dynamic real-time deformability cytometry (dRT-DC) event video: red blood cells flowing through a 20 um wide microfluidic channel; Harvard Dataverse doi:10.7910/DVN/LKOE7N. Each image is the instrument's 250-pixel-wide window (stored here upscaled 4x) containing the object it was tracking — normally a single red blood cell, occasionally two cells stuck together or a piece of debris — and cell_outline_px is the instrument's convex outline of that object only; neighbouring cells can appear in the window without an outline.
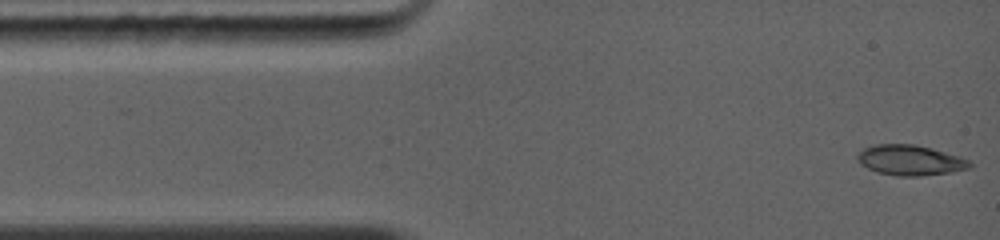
{"species": "common noctule bat (a hibernating species)", "species_latin": "Nyctalus noctula", "temperature_condition": "warm", "stored_images_in_passage": 36, "camera_frame_rate_fps": 5000, "um_per_image_px": 0.085, "animal": {"sex": "female", "body_mass_g": 19.0, "forearm_length_mm": 56.7}, "frame": {"image": 1, "passage_image": 1, "time_ms": 0.0, "image_size_px": [1000, 240], "cell_outline_px": [[972, 164], [968, 168], [952, 172], [920, 176], [896, 176], [876, 172], [860, 164], [856, 156], [864, 148], [876, 144], [916, 144], [932, 148], [960, 156], [968, 160]], "centroid_in_image_um": [77.36, 13.62], "position_along_channel_um": 7.6, "area_um2": 19.88}}
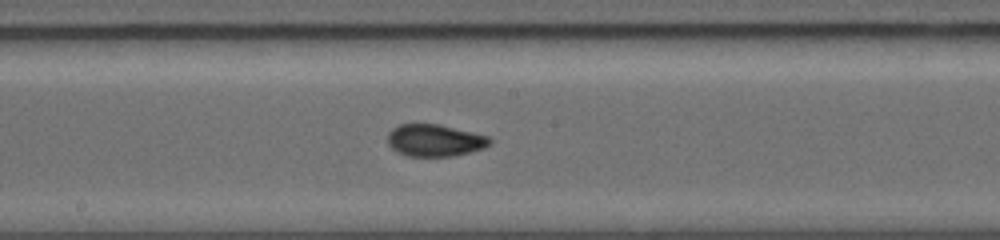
{"frame": {"image": 2, "passage_image": 14, "time_ms": 6.2, "image_size_px": [1000, 240], "cell_outline_px": [[492, 144], [484, 148], [472, 152], [452, 156], [408, 156], [396, 152], [388, 144], [388, 132], [392, 128], [400, 124], [440, 124], [488, 136], [492, 140]], "centroid_in_image_um": [36.96, 11.93], "position_along_channel_um": 211.2, "area_um2": 19.25}}
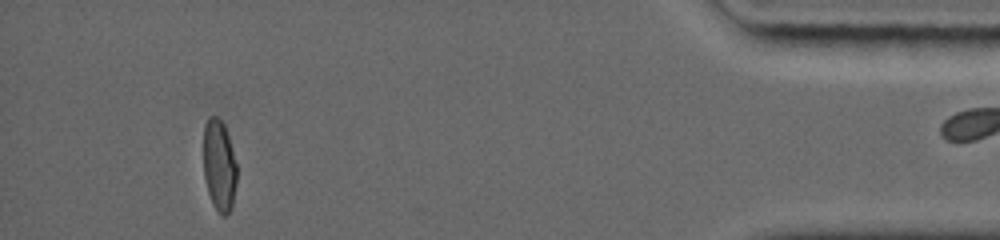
{"frame": {"image": 3, "passage_image": 30, "time_ms": 12.6, "image_size_px": [1000, 240], "cell_outline_px": [[236, 184], [232, 208], [224, 216], [220, 216], [212, 204], [208, 192], [204, 176], [204, 124], [208, 116], [216, 116], [224, 124], [228, 136], [236, 164]], "centroid_in_image_um": [18.62, 14.09], "position_along_channel_um": 416.6, "area_um2": 17.8}}